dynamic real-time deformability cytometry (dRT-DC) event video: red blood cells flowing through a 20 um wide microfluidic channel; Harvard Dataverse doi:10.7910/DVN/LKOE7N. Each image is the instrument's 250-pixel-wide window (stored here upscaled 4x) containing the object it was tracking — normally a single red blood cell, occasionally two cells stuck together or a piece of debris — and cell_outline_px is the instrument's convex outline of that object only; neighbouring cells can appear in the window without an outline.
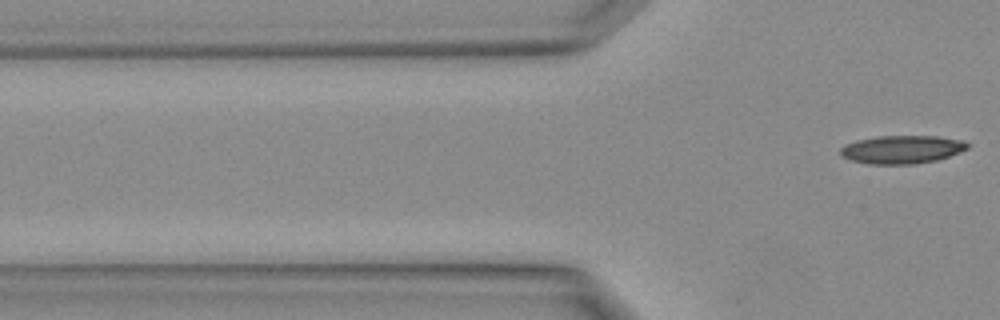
{"species": "Egyptian fruit bat (a non-hibernating species)", "species_latin": "Rousettus aegyptiacus", "temperature_condition": "warm", "stored_images_in_passage": 4, "camera_frame_rate_fps": 3000, "um_per_image_px": 0.085, "animal": {"sex": "female"}, "frame": {"image": 1, "passage_image": 4, "time_ms": 1.0, "image_size_px": [1000, 320], "cell_outline_px": [[968, 148], [948, 156], [936, 160], [912, 164], [868, 164], [852, 160], [844, 156], [840, 152], [840, 148], [844, 144], [856, 140], [876, 136], [936, 136], [964, 140], [968, 144]], "centroid_in_image_um": [76.64, 12.69], "position_along_channel_um": 49.2, "area_um2": 20.75}}